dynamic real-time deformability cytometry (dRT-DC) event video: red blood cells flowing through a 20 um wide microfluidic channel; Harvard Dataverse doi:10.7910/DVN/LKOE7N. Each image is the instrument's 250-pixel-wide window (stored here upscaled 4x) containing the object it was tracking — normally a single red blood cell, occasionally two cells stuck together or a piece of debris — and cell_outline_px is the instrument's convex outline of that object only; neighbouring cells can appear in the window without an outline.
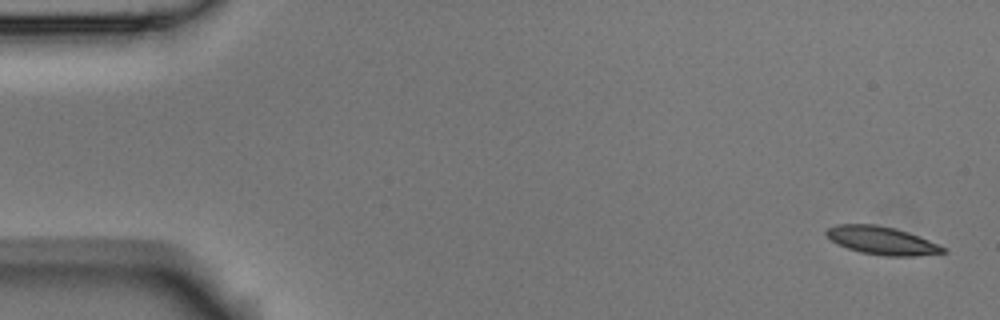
{"species": "Egyptian fruit bat (a non-hibernating species)", "species_latin": "Rousettus aegyptiacus", "temperature_condition": "room temperature", "stored_images_in_passage": 5, "camera_frame_rate_fps": 3000, "um_per_image_px": 0.085, "animal": {"sex": "male"}, "frame": {"image": 1, "passage_image": 1, "time_ms": 0.0, "image_size_px": [1000, 320], "cell_outline_px": [[948, 252], [916, 256], [884, 256], [860, 252], [836, 244], [824, 232], [828, 228], [836, 224], [876, 224], [896, 228], [920, 236], [948, 248]], "centroid_in_image_um": [75.0, 20.44], "position_along_channel_um": 10.0, "area_um2": 19.31}}
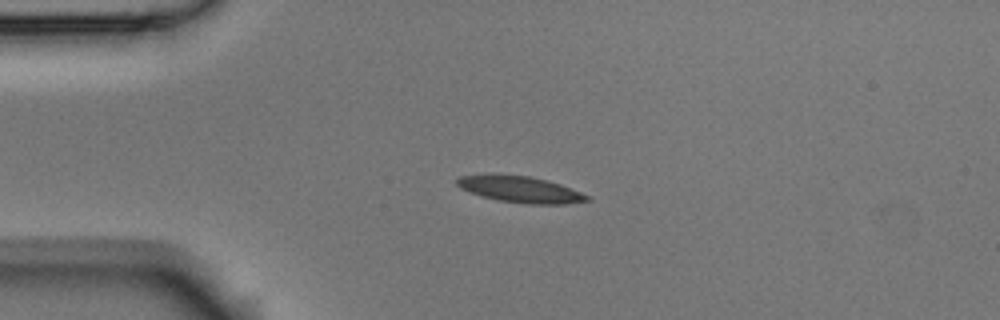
{"frame": {"image": 2, "passage_image": 4, "time_ms": 1.0, "image_size_px": [1000, 320], "cell_outline_px": [[592, 200], [564, 204], [528, 204], [496, 200], [480, 196], [468, 192], [460, 188], [456, 184], [456, 180], [460, 176], [528, 176], [560, 184], [592, 196]], "centroid_in_image_um": [44.28, 16.14], "position_along_channel_um": 40.7, "area_um2": 19.54}}